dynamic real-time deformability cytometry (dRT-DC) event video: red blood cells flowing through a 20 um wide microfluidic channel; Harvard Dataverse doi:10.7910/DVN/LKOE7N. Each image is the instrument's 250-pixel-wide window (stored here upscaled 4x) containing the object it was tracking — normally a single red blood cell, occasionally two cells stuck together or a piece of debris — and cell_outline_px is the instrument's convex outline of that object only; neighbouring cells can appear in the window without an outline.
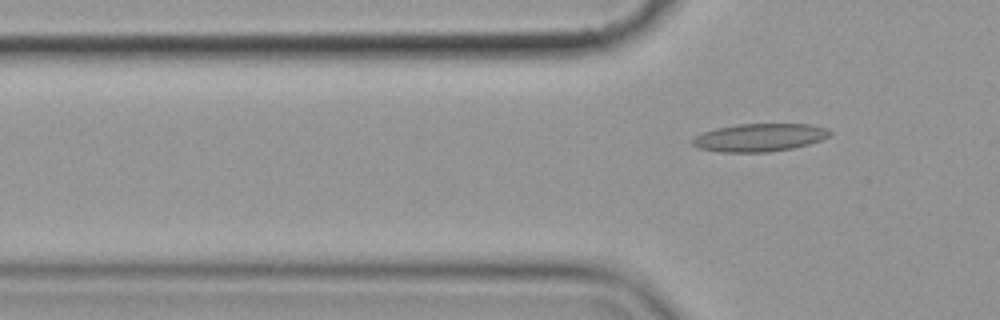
{"species": "common noctule bat (a hibernating species)", "species_latin": "Nyctalus noctula", "temperature_condition": "cold", "stored_images_in_passage": 3, "camera_frame_rate_fps": 3000, "um_per_image_px": 0.085, "animal": {"sex": "female", "body_mass_g": 19.9}, "frame": {"image": 1, "passage_image": 3, "time_ms": 3.333, "image_size_px": [1000, 320], "cell_outline_px": [[832, 132], [828, 136], [820, 140], [808, 144], [792, 148], [768, 152], [720, 152], [700, 148], [692, 144], [692, 140], [696, 136], [704, 132], [716, 128], [736, 124], [812, 124], [824, 128]], "centroid_in_image_um": [64.55, 11.68], "position_along_channel_um": 61.3, "area_um2": 22.14}}